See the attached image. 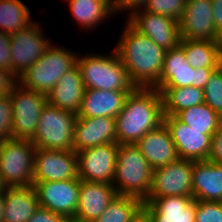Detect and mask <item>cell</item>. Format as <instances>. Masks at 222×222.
<instances>
[{"label":"cell","mask_w":222,"mask_h":222,"mask_svg":"<svg viewBox=\"0 0 222 222\" xmlns=\"http://www.w3.org/2000/svg\"><path fill=\"white\" fill-rule=\"evenodd\" d=\"M124 29L114 50L136 87L153 88L160 80L166 50L128 21Z\"/></svg>","instance_id":"obj_1"},{"label":"cell","mask_w":222,"mask_h":222,"mask_svg":"<svg viewBox=\"0 0 222 222\" xmlns=\"http://www.w3.org/2000/svg\"><path fill=\"white\" fill-rule=\"evenodd\" d=\"M162 95L155 88L136 87L115 118L116 143L136 144L147 132L163 123Z\"/></svg>","instance_id":"obj_2"},{"label":"cell","mask_w":222,"mask_h":222,"mask_svg":"<svg viewBox=\"0 0 222 222\" xmlns=\"http://www.w3.org/2000/svg\"><path fill=\"white\" fill-rule=\"evenodd\" d=\"M153 168L135 144H118L113 186L118 195L145 200L151 190Z\"/></svg>","instance_id":"obj_3"},{"label":"cell","mask_w":222,"mask_h":222,"mask_svg":"<svg viewBox=\"0 0 222 222\" xmlns=\"http://www.w3.org/2000/svg\"><path fill=\"white\" fill-rule=\"evenodd\" d=\"M85 89L97 90H134L136 86L131 82L119 56L113 50L112 54H89L77 57Z\"/></svg>","instance_id":"obj_4"},{"label":"cell","mask_w":222,"mask_h":222,"mask_svg":"<svg viewBox=\"0 0 222 222\" xmlns=\"http://www.w3.org/2000/svg\"><path fill=\"white\" fill-rule=\"evenodd\" d=\"M76 53L51 43L40 59L18 77V83L47 96L59 79L77 64Z\"/></svg>","instance_id":"obj_5"},{"label":"cell","mask_w":222,"mask_h":222,"mask_svg":"<svg viewBox=\"0 0 222 222\" xmlns=\"http://www.w3.org/2000/svg\"><path fill=\"white\" fill-rule=\"evenodd\" d=\"M77 114L49 103L43 107L34 137L36 149L74 151V125Z\"/></svg>","instance_id":"obj_6"},{"label":"cell","mask_w":222,"mask_h":222,"mask_svg":"<svg viewBox=\"0 0 222 222\" xmlns=\"http://www.w3.org/2000/svg\"><path fill=\"white\" fill-rule=\"evenodd\" d=\"M35 151L28 139L0 142V179L5 188L33 186Z\"/></svg>","instance_id":"obj_7"},{"label":"cell","mask_w":222,"mask_h":222,"mask_svg":"<svg viewBox=\"0 0 222 222\" xmlns=\"http://www.w3.org/2000/svg\"><path fill=\"white\" fill-rule=\"evenodd\" d=\"M218 68H192L186 59L183 48L178 45L166 50L163 70L159 82L153 87L179 88L193 86L204 89L212 73Z\"/></svg>","instance_id":"obj_8"},{"label":"cell","mask_w":222,"mask_h":222,"mask_svg":"<svg viewBox=\"0 0 222 222\" xmlns=\"http://www.w3.org/2000/svg\"><path fill=\"white\" fill-rule=\"evenodd\" d=\"M10 99L13 107L12 137L31 140L47 103V96L17 83L12 88Z\"/></svg>","instance_id":"obj_9"},{"label":"cell","mask_w":222,"mask_h":222,"mask_svg":"<svg viewBox=\"0 0 222 222\" xmlns=\"http://www.w3.org/2000/svg\"><path fill=\"white\" fill-rule=\"evenodd\" d=\"M193 164L192 160L178 158L166 166L154 169L152 186L147 198L193 197Z\"/></svg>","instance_id":"obj_10"},{"label":"cell","mask_w":222,"mask_h":222,"mask_svg":"<svg viewBox=\"0 0 222 222\" xmlns=\"http://www.w3.org/2000/svg\"><path fill=\"white\" fill-rule=\"evenodd\" d=\"M33 21L26 28L10 34V53L13 74L18 78L34 65L51 45L44 36L41 26Z\"/></svg>","instance_id":"obj_11"},{"label":"cell","mask_w":222,"mask_h":222,"mask_svg":"<svg viewBox=\"0 0 222 222\" xmlns=\"http://www.w3.org/2000/svg\"><path fill=\"white\" fill-rule=\"evenodd\" d=\"M117 150L118 143H107L77 152L79 179L112 184Z\"/></svg>","instance_id":"obj_12"},{"label":"cell","mask_w":222,"mask_h":222,"mask_svg":"<svg viewBox=\"0 0 222 222\" xmlns=\"http://www.w3.org/2000/svg\"><path fill=\"white\" fill-rule=\"evenodd\" d=\"M33 169V182L79 179L75 151L36 149Z\"/></svg>","instance_id":"obj_13"},{"label":"cell","mask_w":222,"mask_h":222,"mask_svg":"<svg viewBox=\"0 0 222 222\" xmlns=\"http://www.w3.org/2000/svg\"><path fill=\"white\" fill-rule=\"evenodd\" d=\"M163 124L170 133L179 158L192 161L208 159L213 134L192 129L176 116H163Z\"/></svg>","instance_id":"obj_14"},{"label":"cell","mask_w":222,"mask_h":222,"mask_svg":"<svg viewBox=\"0 0 222 222\" xmlns=\"http://www.w3.org/2000/svg\"><path fill=\"white\" fill-rule=\"evenodd\" d=\"M179 30L181 40L222 42L216 32L211 0H186Z\"/></svg>","instance_id":"obj_15"},{"label":"cell","mask_w":222,"mask_h":222,"mask_svg":"<svg viewBox=\"0 0 222 222\" xmlns=\"http://www.w3.org/2000/svg\"><path fill=\"white\" fill-rule=\"evenodd\" d=\"M39 206L60 215H75L78 206L80 179L33 182Z\"/></svg>","instance_id":"obj_16"},{"label":"cell","mask_w":222,"mask_h":222,"mask_svg":"<svg viewBox=\"0 0 222 222\" xmlns=\"http://www.w3.org/2000/svg\"><path fill=\"white\" fill-rule=\"evenodd\" d=\"M140 10L135 11L127 19L137 31L148 36L165 50L173 49L180 44L178 21L165 15Z\"/></svg>","instance_id":"obj_17"},{"label":"cell","mask_w":222,"mask_h":222,"mask_svg":"<svg viewBox=\"0 0 222 222\" xmlns=\"http://www.w3.org/2000/svg\"><path fill=\"white\" fill-rule=\"evenodd\" d=\"M117 195L113 184L88 182L80 179L75 216L80 222H93L102 215Z\"/></svg>","instance_id":"obj_18"},{"label":"cell","mask_w":222,"mask_h":222,"mask_svg":"<svg viewBox=\"0 0 222 222\" xmlns=\"http://www.w3.org/2000/svg\"><path fill=\"white\" fill-rule=\"evenodd\" d=\"M197 201L193 197L146 198L143 209L152 222H195Z\"/></svg>","instance_id":"obj_19"},{"label":"cell","mask_w":222,"mask_h":222,"mask_svg":"<svg viewBox=\"0 0 222 222\" xmlns=\"http://www.w3.org/2000/svg\"><path fill=\"white\" fill-rule=\"evenodd\" d=\"M116 143V120L110 117L77 118L74 125V151Z\"/></svg>","instance_id":"obj_20"},{"label":"cell","mask_w":222,"mask_h":222,"mask_svg":"<svg viewBox=\"0 0 222 222\" xmlns=\"http://www.w3.org/2000/svg\"><path fill=\"white\" fill-rule=\"evenodd\" d=\"M132 91L85 89L77 118H116L123 109L127 95Z\"/></svg>","instance_id":"obj_21"},{"label":"cell","mask_w":222,"mask_h":222,"mask_svg":"<svg viewBox=\"0 0 222 222\" xmlns=\"http://www.w3.org/2000/svg\"><path fill=\"white\" fill-rule=\"evenodd\" d=\"M85 86L78 65L68 70L47 95V103L61 110L78 114Z\"/></svg>","instance_id":"obj_22"},{"label":"cell","mask_w":222,"mask_h":222,"mask_svg":"<svg viewBox=\"0 0 222 222\" xmlns=\"http://www.w3.org/2000/svg\"><path fill=\"white\" fill-rule=\"evenodd\" d=\"M135 145L153 169L166 166L179 158L170 133L163 123L155 130L147 132Z\"/></svg>","instance_id":"obj_23"},{"label":"cell","mask_w":222,"mask_h":222,"mask_svg":"<svg viewBox=\"0 0 222 222\" xmlns=\"http://www.w3.org/2000/svg\"><path fill=\"white\" fill-rule=\"evenodd\" d=\"M192 185L194 200L222 202V164L194 161Z\"/></svg>","instance_id":"obj_24"},{"label":"cell","mask_w":222,"mask_h":222,"mask_svg":"<svg viewBox=\"0 0 222 222\" xmlns=\"http://www.w3.org/2000/svg\"><path fill=\"white\" fill-rule=\"evenodd\" d=\"M39 207L33 186L4 189L3 222H28Z\"/></svg>","instance_id":"obj_25"},{"label":"cell","mask_w":222,"mask_h":222,"mask_svg":"<svg viewBox=\"0 0 222 222\" xmlns=\"http://www.w3.org/2000/svg\"><path fill=\"white\" fill-rule=\"evenodd\" d=\"M75 22L83 29L95 28L115 14L112 0H67Z\"/></svg>","instance_id":"obj_26"},{"label":"cell","mask_w":222,"mask_h":222,"mask_svg":"<svg viewBox=\"0 0 222 222\" xmlns=\"http://www.w3.org/2000/svg\"><path fill=\"white\" fill-rule=\"evenodd\" d=\"M188 64L196 68H219L222 42L207 40H181L179 44Z\"/></svg>","instance_id":"obj_27"},{"label":"cell","mask_w":222,"mask_h":222,"mask_svg":"<svg viewBox=\"0 0 222 222\" xmlns=\"http://www.w3.org/2000/svg\"><path fill=\"white\" fill-rule=\"evenodd\" d=\"M163 100V115L176 116L179 112L204 103V90L193 86L159 88Z\"/></svg>","instance_id":"obj_28"},{"label":"cell","mask_w":222,"mask_h":222,"mask_svg":"<svg viewBox=\"0 0 222 222\" xmlns=\"http://www.w3.org/2000/svg\"><path fill=\"white\" fill-rule=\"evenodd\" d=\"M176 117L203 134H214L222 122V117L205 102L179 112Z\"/></svg>","instance_id":"obj_29"},{"label":"cell","mask_w":222,"mask_h":222,"mask_svg":"<svg viewBox=\"0 0 222 222\" xmlns=\"http://www.w3.org/2000/svg\"><path fill=\"white\" fill-rule=\"evenodd\" d=\"M30 14L21 0H0V31L12 34L26 28L33 22Z\"/></svg>","instance_id":"obj_30"},{"label":"cell","mask_w":222,"mask_h":222,"mask_svg":"<svg viewBox=\"0 0 222 222\" xmlns=\"http://www.w3.org/2000/svg\"><path fill=\"white\" fill-rule=\"evenodd\" d=\"M143 204L144 201L138 197L117 195L93 222H132L143 209Z\"/></svg>","instance_id":"obj_31"},{"label":"cell","mask_w":222,"mask_h":222,"mask_svg":"<svg viewBox=\"0 0 222 222\" xmlns=\"http://www.w3.org/2000/svg\"><path fill=\"white\" fill-rule=\"evenodd\" d=\"M203 90L204 102L222 117V69L220 67L212 73Z\"/></svg>","instance_id":"obj_32"},{"label":"cell","mask_w":222,"mask_h":222,"mask_svg":"<svg viewBox=\"0 0 222 222\" xmlns=\"http://www.w3.org/2000/svg\"><path fill=\"white\" fill-rule=\"evenodd\" d=\"M186 0H148L142 8L144 11L165 15L180 21L183 16Z\"/></svg>","instance_id":"obj_33"},{"label":"cell","mask_w":222,"mask_h":222,"mask_svg":"<svg viewBox=\"0 0 222 222\" xmlns=\"http://www.w3.org/2000/svg\"><path fill=\"white\" fill-rule=\"evenodd\" d=\"M195 222H222V202L197 201Z\"/></svg>","instance_id":"obj_34"},{"label":"cell","mask_w":222,"mask_h":222,"mask_svg":"<svg viewBox=\"0 0 222 222\" xmlns=\"http://www.w3.org/2000/svg\"><path fill=\"white\" fill-rule=\"evenodd\" d=\"M13 107L10 94L0 96V142L12 139Z\"/></svg>","instance_id":"obj_35"},{"label":"cell","mask_w":222,"mask_h":222,"mask_svg":"<svg viewBox=\"0 0 222 222\" xmlns=\"http://www.w3.org/2000/svg\"><path fill=\"white\" fill-rule=\"evenodd\" d=\"M0 69L13 73L10 53V34L0 31Z\"/></svg>","instance_id":"obj_36"},{"label":"cell","mask_w":222,"mask_h":222,"mask_svg":"<svg viewBox=\"0 0 222 222\" xmlns=\"http://www.w3.org/2000/svg\"><path fill=\"white\" fill-rule=\"evenodd\" d=\"M207 160L222 164V122L219 129L212 136L211 150Z\"/></svg>","instance_id":"obj_37"},{"label":"cell","mask_w":222,"mask_h":222,"mask_svg":"<svg viewBox=\"0 0 222 222\" xmlns=\"http://www.w3.org/2000/svg\"><path fill=\"white\" fill-rule=\"evenodd\" d=\"M148 0H112L114 15H116V12L123 10H130V15H132L135 11L142 9L144 5L147 3Z\"/></svg>","instance_id":"obj_38"},{"label":"cell","mask_w":222,"mask_h":222,"mask_svg":"<svg viewBox=\"0 0 222 222\" xmlns=\"http://www.w3.org/2000/svg\"><path fill=\"white\" fill-rule=\"evenodd\" d=\"M17 83L18 78L13 73L0 69V96L10 94Z\"/></svg>","instance_id":"obj_39"},{"label":"cell","mask_w":222,"mask_h":222,"mask_svg":"<svg viewBox=\"0 0 222 222\" xmlns=\"http://www.w3.org/2000/svg\"><path fill=\"white\" fill-rule=\"evenodd\" d=\"M59 216L60 214L39 206L28 222H58Z\"/></svg>","instance_id":"obj_40"},{"label":"cell","mask_w":222,"mask_h":222,"mask_svg":"<svg viewBox=\"0 0 222 222\" xmlns=\"http://www.w3.org/2000/svg\"><path fill=\"white\" fill-rule=\"evenodd\" d=\"M211 2L216 32L219 40L222 41V0H211Z\"/></svg>","instance_id":"obj_41"},{"label":"cell","mask_w":222,"mask_h":222,"mask_svg":"<svg viewBox=\"0 0 222 222\" xmlns=\"http://www.w3.org/2000/svg\"><path fill=\"white\" fill-rule=\"evenodd\" d=\"M132 222H152V220L148 213L144 209H142Z\"/></svg>","instance_id":"obj_42"},{"label":"cell","mask_w":222,"mask_h":222,"mask_svg":"<svg viewBox=\"0 0 222 222\" xmlns=\"http://www.w3.org/2000/svg\"><path fill=\"white\" fill-rule=\"evenodd\" d=\"M58 222H80L75 215H60Z\"/></svg>","instance_id":"obj_43"},{"label":"cell","mask_w":222,"mask_h":222,"mask_svg":"<svg viewBox=\"0 0 222 222\" xmlns=\"http://www.w3.org/2000/svg\"><path fill=\"white\" fill-rule=\"evenodd\" d=\"M4 191L0 194V222H3V213H4Z\"/></svg>","instance_id":"obj_44"},{"label":"cell","mask_w":222,"mask_h":222,"mask_svg":"<svg viewBox=\"0 0 222 222\" xmlns=\"http://www.w3.org/2000/svg\"><path fill=\"white\" fill-rule=\"evenodd\" d=\"M4 189H5V187H4V185L2 184L1 179H0V194L3 193Z\"/></svg>","instance_id":"obj_45"},{"label":"cell","mask_w":222,"mask_h":222,"mask_svg":"<svg viewBox=\"0 0 222 222\" xmlns=\"http://www.w3.org/2000/svg\"><path fill=\"white\" fill-rule=\"evenodd\" d=\"M220 68L222 69V48H221V52H220Z\"/></svg>","instance_id":"obj_46"}]
</instances>
